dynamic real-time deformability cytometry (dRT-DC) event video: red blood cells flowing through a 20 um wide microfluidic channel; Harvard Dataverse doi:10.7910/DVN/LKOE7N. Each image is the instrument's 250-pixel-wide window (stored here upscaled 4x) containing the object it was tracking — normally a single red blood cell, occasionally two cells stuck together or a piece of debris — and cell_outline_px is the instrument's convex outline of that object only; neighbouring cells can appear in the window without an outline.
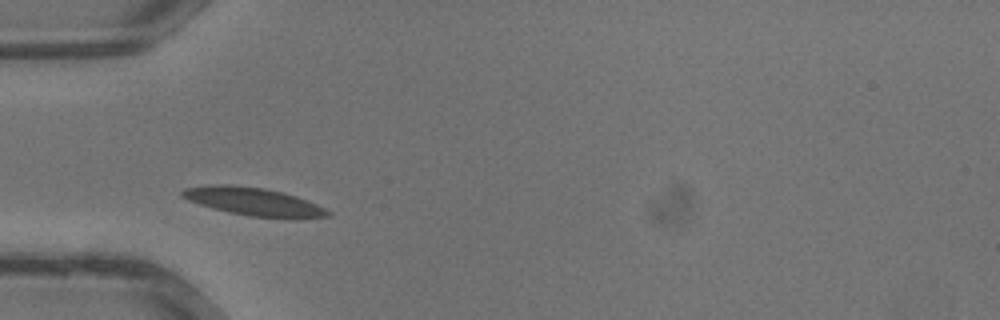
{"species": "common noctule bat (a hibernating species)", "species_latin": "Nyctalus noctula", "temperature_condition": "warm", "stored_images_in_passage": 24, "camera_frame_rate_fps": 3000, "um_per_image_px": 0.085, "animal": {"sex": "male", "body_mass_g": 13.3}, "frame": {"image": 1, "passage_image": 3, "time_ms": 0.667, "image_size_px": [1000, 320], "cell_outline_px": [[332, 216], [296, 220], [292, 220], [248, 216], [228, 212], [212, 208], [188, 200], [180, 196], [180, 192], [184, 188], [216, 184], [228, 184], [264, 188], [284, 192], [296, 196], [316, 204], [332, 212]], "centroid_in_image_um": [21.62, 17.17], "position_along_channel_um": 63.4, "area_um2": 24.33}}
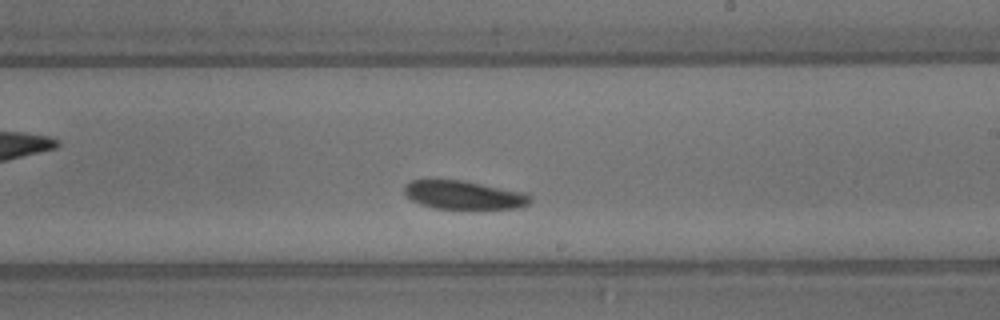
{"frame": {"image": 2, "passage_image": 13, "time_ms": 4.0, "image_size_px": [1000, 320], "cell_outline_px": [[532, 200], [528, 204], [516, 208], [432, 208], [420, 204], [412, 200], [404, 192], [404, 184], [412, 180], [464, 180], [528, 192], [532, 196]], "centroid_in_image_um": [39.46, 16.56], "position_along_channel_um": 249.5, "area_um2": 21.04}}
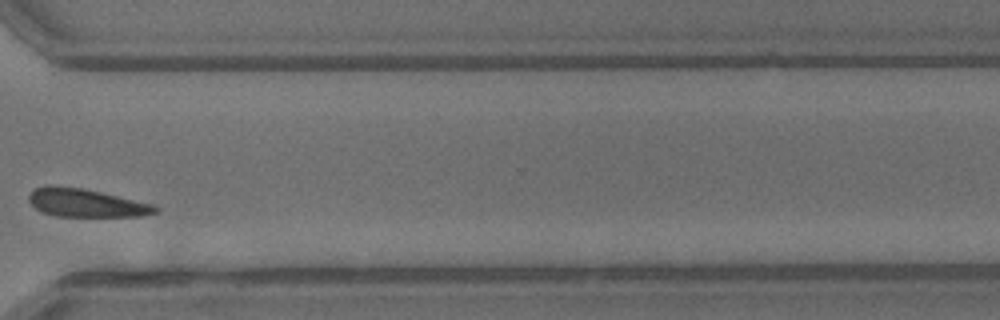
{"frame": {"image": 3, "passage_image": 19, "time_ms": 6.0, "image_size_px": [1000, 320], "cell_outline_px": [[160, 212], [144, 216], [56, 216], [40, 212], [28, 200], [28, 196], [36, 188], [44, 184], [52, 184], [80, 188], [100, 192], [156, 204], [160, 208]], "centroid_in_image_um": [7.35, 17.24], "position_along_channel_um": 363.2, "area_um2": 21.04}}